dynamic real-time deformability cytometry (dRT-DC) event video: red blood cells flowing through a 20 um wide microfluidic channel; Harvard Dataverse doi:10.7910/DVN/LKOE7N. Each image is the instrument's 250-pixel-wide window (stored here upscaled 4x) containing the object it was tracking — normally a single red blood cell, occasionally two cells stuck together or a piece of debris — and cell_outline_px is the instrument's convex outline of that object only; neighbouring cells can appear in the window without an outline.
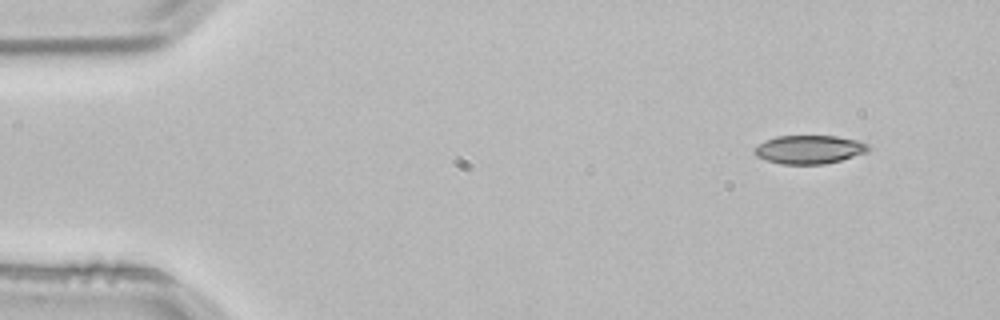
{"species": "common noctule bat (a hibernating species)", "species_latin": "Nyctalus noctula", "temperature_condition": "room temperature", "stored_images_in_passage": 3, "camera_frame_rate_fps": 3000, "um_per_image_px": 0.085, "animal": {"sex": "male", "body_mass_g": 21.5, "forearm_length_mm": 52.0}, "frame": {"image": 1, "passage_image": 1, "time_ms": 0.0, "image_size_px": [1000, 320], "cell_outline_px": [[872, 148], [868, 152], [840, 160], [824, 164], [780, 164], [756, 156], [752, 152], [752, 148], [764, 140], [776, 136], [836, 136], [860, 140], [868, 144]], "centroid_in_image_um": [68.78, 12.7], "position_along_channel_um": 16.2, "area_um2": 19.19}}